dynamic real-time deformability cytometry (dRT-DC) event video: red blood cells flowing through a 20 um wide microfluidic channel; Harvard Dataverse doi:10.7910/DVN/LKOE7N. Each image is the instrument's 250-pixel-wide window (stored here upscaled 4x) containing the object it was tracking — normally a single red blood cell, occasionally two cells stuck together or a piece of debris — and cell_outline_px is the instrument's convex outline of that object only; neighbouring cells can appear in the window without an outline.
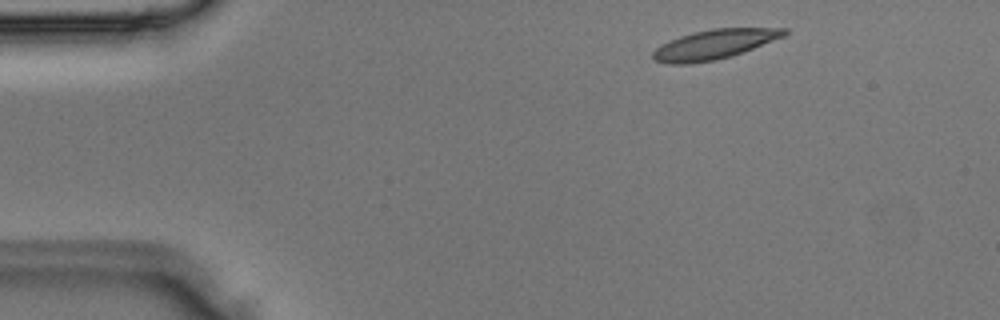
{"species": "Egyptian fruit bat (a non-hibernating species)", "species_latin": "Rousettus aegyptiacus", "temperature_condition": "room temperature", "stored_images_in_passage": 2, "camera_frame_rate_fps": 3000, "um_per_image_px": 0.085, "animal": {"sex": "male"}, "frame": {"image": 1, "passage_image": 1, "time_ms": 0.0, "image_size_px": [1000, 320], "cell_outline_px": [[788, 32], [784, 36], [744, 52], [732, 56], [716, 60], [684, 64], [668, 64], [656, 60], [652, 56], [652, 52], [656, 48], [680, 36], [712, 28], [788, 28]], "centroid_in_image_um": [60.75, 3.77], "position_along_channel_um": 24.2, "area_um2": 22.37}}